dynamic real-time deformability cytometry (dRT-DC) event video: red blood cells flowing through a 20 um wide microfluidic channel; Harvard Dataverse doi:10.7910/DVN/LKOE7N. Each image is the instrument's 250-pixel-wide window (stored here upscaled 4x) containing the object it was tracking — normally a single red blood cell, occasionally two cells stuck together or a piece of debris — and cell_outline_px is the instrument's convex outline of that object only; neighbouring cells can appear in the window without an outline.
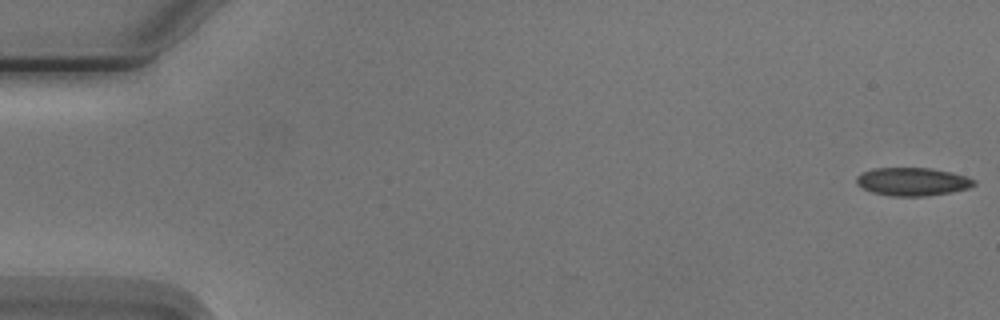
{"species": "Egyptian fruit bat (a non-hibernating species)", "species_latin": "Rousettus aegyptiacus", "temperature_condition": "cold", "stored_images_in_passage": 3, "camera_frame_rate_fps": 3000, "um_per_image_px": 0.085, "animal": {"sex": "male"}, "frame": {"image": 1, "passage_image": 1, "time_ms": 0.0, "image_size_px": [1000, 320], "cell_outline_px": [[976, 184], [968, 188], [952, 192], [924, 196], [892, 196], [872, 192], [856, 184], [856, 176], [872, 168], [932, 168], [952, 172], [976, 180]], "centroid_in_image_um": [77.56, 15.43], "position_along_channel_um": 7.4, "area_um2": 19.25}}